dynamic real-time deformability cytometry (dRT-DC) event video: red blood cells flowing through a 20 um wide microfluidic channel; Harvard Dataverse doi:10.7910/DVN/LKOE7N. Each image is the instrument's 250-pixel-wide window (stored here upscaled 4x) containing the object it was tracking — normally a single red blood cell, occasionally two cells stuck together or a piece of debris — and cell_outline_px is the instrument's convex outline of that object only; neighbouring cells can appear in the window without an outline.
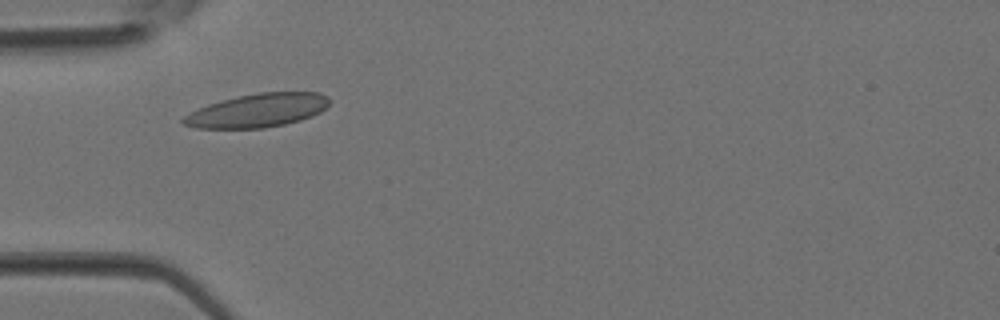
{"species": "Egyptian fruit bat (a non-hibernating species)", "species_latin": "Rousettus aegyptiacus", "temperature_condition": "room temperature", "stored_images_in_passage": 2, "camera_frame_rate_fps": 3000, "um_per_image_px": 0.085, "animal": {"sex": "female"}, "frame": {"image": 1, "passage_image": 2, "time_ms": 0.333, "image_size_px": [1000, 320], "cell_outline_px": [[332, 100], [320, 112], [312, 116], [300, 120], [284, 124], [264, 128], [196, 128], [184, 124], [180, 120], [184, 116], [208, 104], [220, 100], [236, 96], [260, 92], [320, 92], [328, 96]], "centroid_in_image_um": [21.92, 9.38], "position_along_channel_um": 63.1, "area_um2": 28.55}}